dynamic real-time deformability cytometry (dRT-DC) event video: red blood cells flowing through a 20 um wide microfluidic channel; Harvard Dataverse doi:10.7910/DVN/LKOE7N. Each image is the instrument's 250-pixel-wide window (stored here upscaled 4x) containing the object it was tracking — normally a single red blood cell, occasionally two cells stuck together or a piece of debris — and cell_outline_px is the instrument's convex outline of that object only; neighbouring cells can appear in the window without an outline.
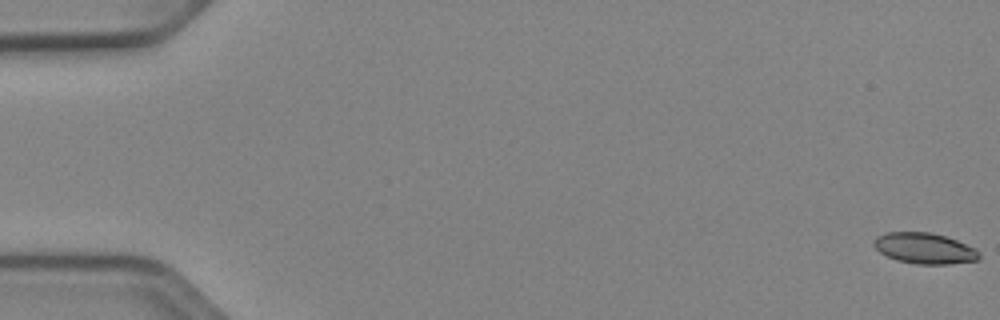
{"species": "Egyptian fruit bat (a non-hibernating species)", "species_latin": "Rousettus aegyptiacus", "temperature_condition": "cold", "stored_images_in_passage": 53, "camera_frame_rate_fps": 3000, "um_per_image_px": 0.085, "animal": {"sex": "female"}, "frame": {"image": 1, "passage_image": 1, "time_ms": 0.0, "image_size_px": [1000, 320], "cell_outline_px": [[980, 260], [948, 264], [916, 264], [896, 260], [880, 252], [872, 244], [872, 240], [876, 236], [884, 232], [928, 232], [944, 236], [956, 240], [976, 248], [980, 252]], "centroid_in_image_um": [78.58, 21.1], "position_along_channel_um": 6.4, "area_um2": 19.07}}
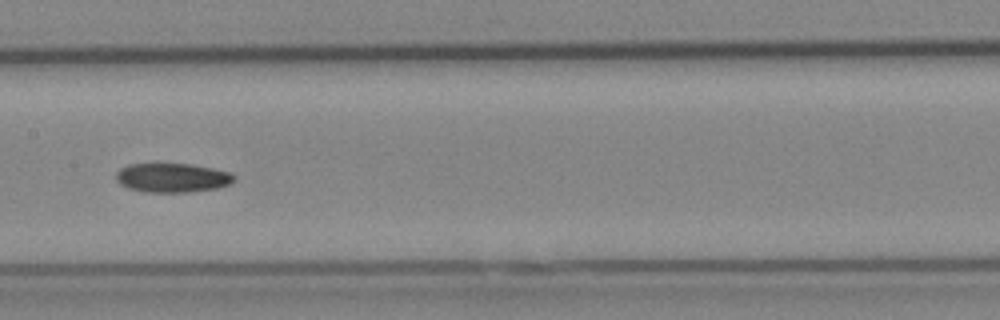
{"frame": {"image": 2, "passage_image": 28, "time_ms": 9.0, "image_size_px": [1000, 320], "cell_outline_px": [[236, 180], [228, 184], [216, 188], [188, 192], [144, 192], [128, 188], [120, 184], [116, 180], [116, 172], [120, 168], [128, 164], [188, 164], [212, 168], [228, 172], [236, 176]], "centroid_in_image_um": [14.61, 15.11], "position_along_channel_um": 192.8, "area_um2": 20.0}}
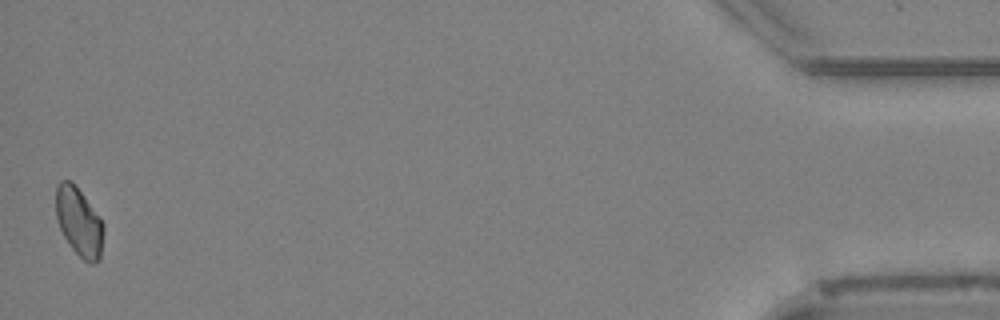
{"frame": {"image": 3, "passage_image": 53, "time_ms": 17.333, "image_size_px": [1000, 320], "cell_outline_px": [[104, 228], [100, 260], [92, 264], [88, 264], [72, 248], [64, 236], [60, 228], [56, 216], [56, 184], [60, 180], [72, 180], [100, 216], [104, 224]], "centroid_in_image_um": [6.73, 18.84], "position_along_channel_um": 428.5, "area_um2": 19.25}}